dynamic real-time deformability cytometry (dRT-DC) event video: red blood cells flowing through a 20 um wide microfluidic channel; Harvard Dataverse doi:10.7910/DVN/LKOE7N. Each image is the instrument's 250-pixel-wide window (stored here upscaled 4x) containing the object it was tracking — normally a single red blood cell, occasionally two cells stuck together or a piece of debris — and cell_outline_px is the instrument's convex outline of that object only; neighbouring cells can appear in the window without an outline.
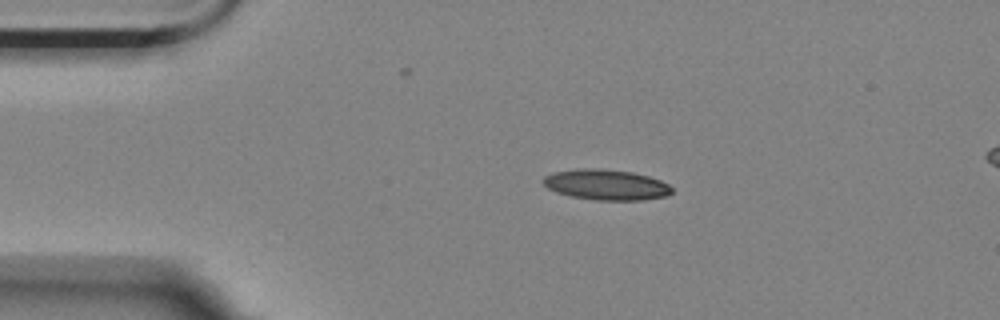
{"species": "Egyptian fruit bat (a non-hibernating species)", "species_latin": "Rousettus aegyptiacus", "temperature_condition": "room temperature", "stored_images_in_passage": 21, "camera_frame_rate_fps": 3000, "um_per_image_px": 0.085, "animal": {"sex": "female"}, "frame": {"image": 1, "passage_image": 1, "time_ms": 0.0, "image_size_px": [1000, 320], "cell_outline_px": [[672, 192], [668, 196], [644, 200], [596, 200], [572, 196], [556, 192], [548, 188], [540, 180], [544, 176], [552, 172], [580, 168], [600, 168], [632, 172], [648, 176], [660, 180], [668, 184], [672, 188]], "centroid_in_image_um": [51.51, 15.69], "position_along_channel_um": 33.5, "area_um2": 23.06}}
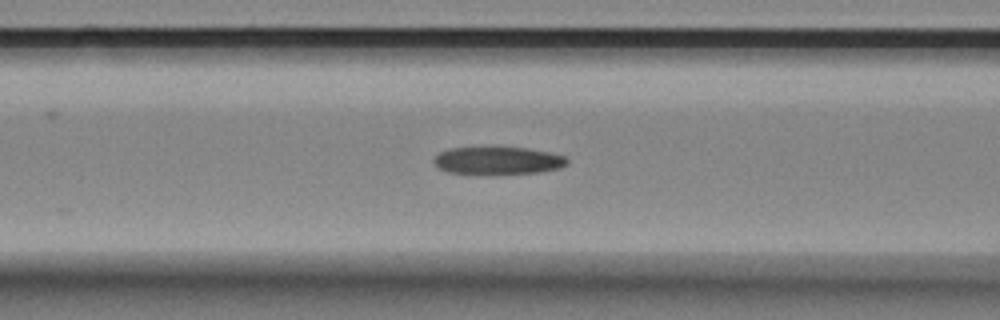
{"frame": {"image": 2, "passage_image": 12, "time_ms": 3.667, "image_size_px": [1000, 320], "cell_outline_px": [[568, 164], [560, 168], [540, 172], [496, 176], [492, 176], [448, 172], [436, 168], [432, 160], [440, 152], [448, 148], [524, 148], [548, 152], [564, 156], [568, 160]], "centroid_in_image_um": [42.28, 13.7], "position_along_channel_um": 124.3, "area_um2": 22.02}}
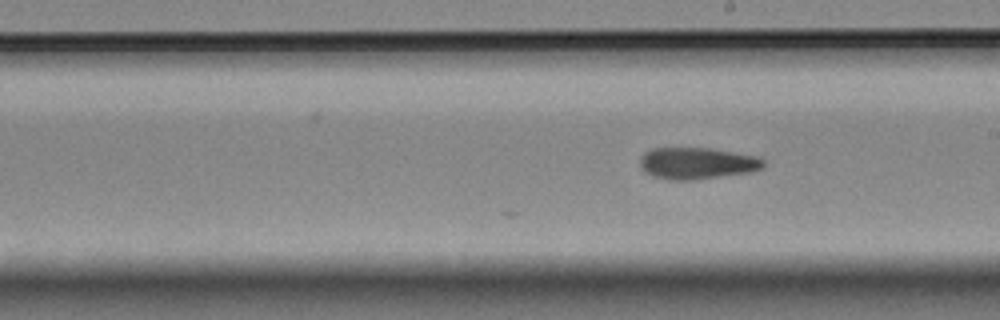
{"frame": {"image": 3, "passage_image": 21, "time_ms": 6.667, "image_size_px": [1000, 320], "cell_outline_px": [[764, 168], [752, 172], [696, 180], [668, 180], [652, 176], [644, 172], [640, 168], [640, 156], [644, 152], [652, 148], [708, 148], [756, 156], [764, 160]], "centroid_in_image_um": [59.22, 13.89], "position_along_channel_um": 229.8, "area_um2": 23.06}}